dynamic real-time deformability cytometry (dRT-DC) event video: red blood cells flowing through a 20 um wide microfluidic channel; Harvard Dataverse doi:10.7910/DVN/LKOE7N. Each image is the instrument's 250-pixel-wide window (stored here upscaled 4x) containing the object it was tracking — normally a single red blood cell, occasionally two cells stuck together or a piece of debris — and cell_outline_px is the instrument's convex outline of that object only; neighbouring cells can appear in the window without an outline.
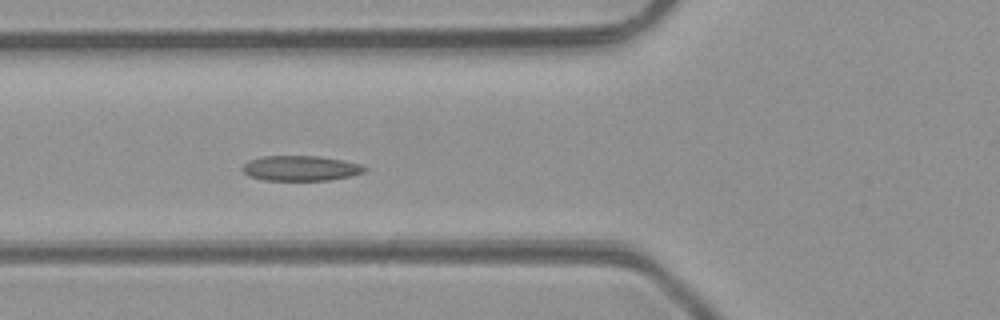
{"species": "common noctule bat (a hibernating species)", "species_latin": "Nyctalus noctula", "temperature_condition": "room temperature", "stored_images_in_passage": 6, "camera_frame_rate_fps": 3000, "um_per_image_px": 0.085, "animal": {"sex": "male", "body_mass_g": 23.1, "forearm_length_mm": 52.7}, "frame": {"image": 1, "passage_image": 6, "time_ms": 5.667, "image_size_px": [1000, 320], "cell_outline_px": [[368, 168], [364, 172], [348, 176], [328, 180], [264, 180], [248, 176], [240, 168], [248, 160], [264, 156], [320, 156], [364, 164]], "centroid_in_image_um": [25.55, 14.29], "position_along_channel_um": 100.3, "area_um2": 17.98}}